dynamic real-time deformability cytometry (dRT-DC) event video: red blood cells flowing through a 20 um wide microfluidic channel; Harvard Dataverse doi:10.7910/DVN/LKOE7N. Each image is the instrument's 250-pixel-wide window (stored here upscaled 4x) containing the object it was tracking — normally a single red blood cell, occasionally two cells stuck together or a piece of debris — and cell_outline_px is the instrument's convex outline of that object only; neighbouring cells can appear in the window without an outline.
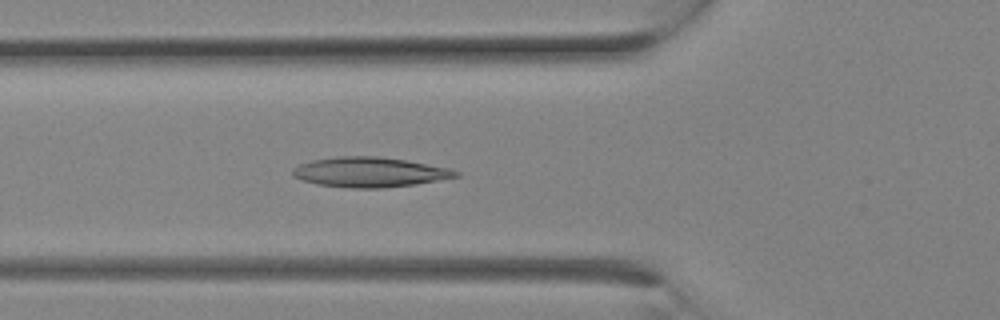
{"species": "Egyptian fruit bat (a non-hibernating species)", "species_latin": "Rousettus aegyptiacus", "temperature_condition": "room temperature", "stored_images_in_passage": 9, "camera_frame_rate_fps": 3000, "um_per_image_px": 0.085, "animal": {"sex": "female"}, "frame": {"image": 1, "passage_image": 9, "time_ms": 2.667, "image_size_px": [1000, 320], "cell_outline_px": [[460, 176], [416, 184], [380, 188], [348, 188], [316, 184], [300, 180], [292, 176], [292, 168], [300, 164], [312, 160], [336, 156], [376, 156], [404, 160], [448, 168], [460, 172]], "centroid_in_image_um": [31.36, 14.64], "position_along_channel_um": 94.4, "area_um2": 28.44}}